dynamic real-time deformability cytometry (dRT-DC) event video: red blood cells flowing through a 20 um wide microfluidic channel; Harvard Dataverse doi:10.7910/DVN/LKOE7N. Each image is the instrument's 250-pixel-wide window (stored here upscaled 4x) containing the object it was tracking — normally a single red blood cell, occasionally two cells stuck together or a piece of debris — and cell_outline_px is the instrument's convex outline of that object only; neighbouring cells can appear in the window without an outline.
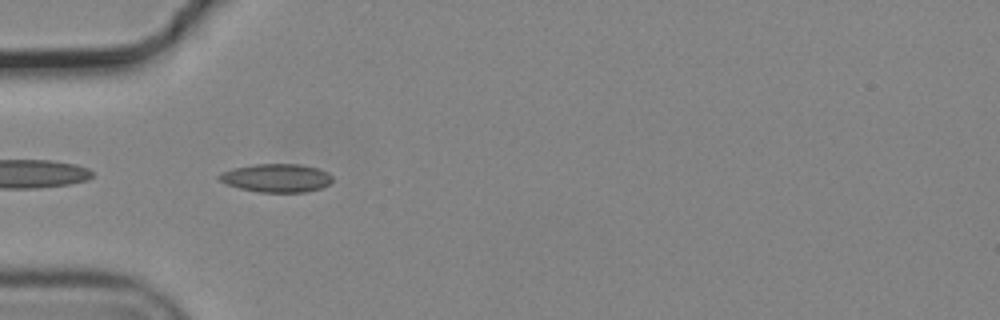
{"species": "common noctule bat (a hibernating species)", "species_latin": "Nyctalus noctula", "temperature_condition": "cold", "stored_images_in_passage": 40, "camera_frame_rate_fps": 3000, "um_per_image_px": 0.085, "animal": {"sex": "male", "body_mass_g": 19.2, "forearm_length_mm": 51.8}, "frame": {"image": 1, "passage_image": 2, "time_ms": 0.333, "image_size_px": [1000, 320], "cell_outline_px": [[332, 180], [328, 184], [320, 188], [304, 192], [256, 192], [240, 188], [228, 184], [220, 180], [216, 176], [220, 172], [236, 168], [256, 164], [300, 164], [316, 168], [328, 172], [332, 176]], "centroid_in_image_um": [23.49, 15.13], "position_along_channel_um": 61.5, "area_um2": 18.55}}
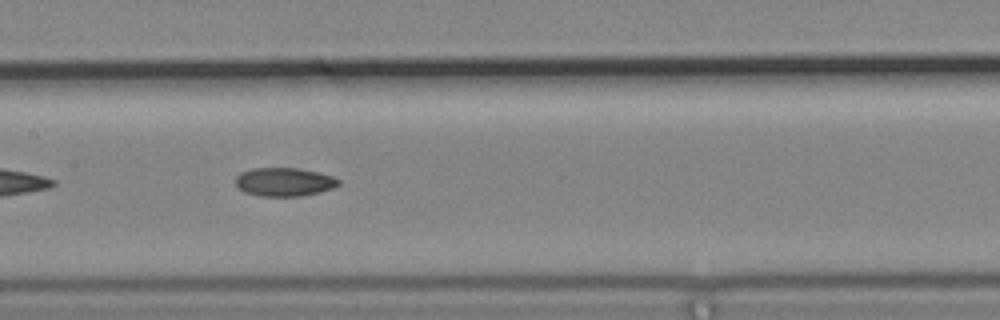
{"frame": {"image": 2, "passage_image": 12, "time_ms": 3.667, "image_size_px": [1000, 320], "cell_outline_px": [[340, 184], [332, 188], [320, 192], [300, 196], [260, 196], [244, 192], [236, 184], [236, 176], [240, 172], [252, 168], [296, 168], [316, 172], [332, 176], [340, 180]], "centroid_in_image_um": [24.14, 15.46], "position_along_channel_um": 183.3, "area_um2": 17.05}}
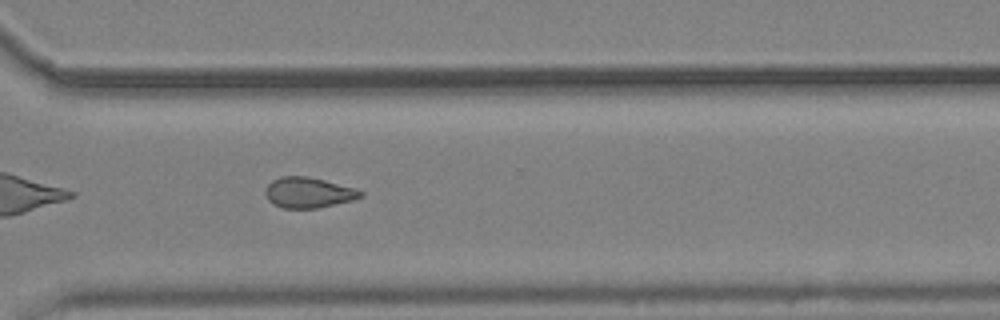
{"frame": {"image": 3, "passage_image": 25, "time_ms": 8.0, "image_size_px": [1000, 320], "cell_outline_px": [[364, 196], [352, 200], [316, 208], [284, 208], [272, 204], [268, 200], [264, 192], [268, 184], [272, 180], [280, 176], [308, 176], [356, 188], [364, 192]], "centroid_in_image_um": [26.2, 16.36], "position_along_channel_um": 344.4, "area_um2": 16.99}, "authors_computed_cell_mechanics": {"area_um2": 17.0799, "velocity_mm_per_s": 3.7378, "shape_relaxation_time_tau1_ms": null, "shape_relaxation_time_tau2_ms": 7.867, "deformation_change_tau1": null, "deformation_change_tau2": 0.1435}}